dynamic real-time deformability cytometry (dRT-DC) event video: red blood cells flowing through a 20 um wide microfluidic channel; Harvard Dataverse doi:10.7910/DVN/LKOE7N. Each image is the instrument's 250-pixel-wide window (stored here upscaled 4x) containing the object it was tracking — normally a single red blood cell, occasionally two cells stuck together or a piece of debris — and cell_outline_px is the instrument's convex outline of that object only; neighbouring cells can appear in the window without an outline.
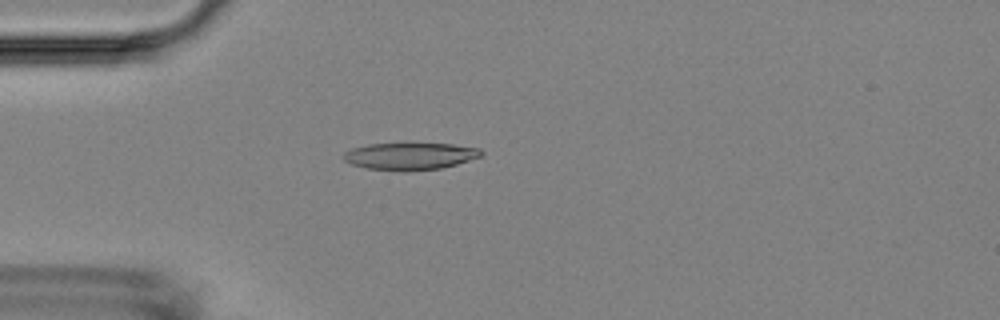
{"species": "Egyptian fruit bat (a non-hibernating species)", "species_latin": "Rousettus aegyptiacus", "temperature_condition": "room temperature", "stored_images_in_passage": 5, "camera_frame_rate_fps": 3000, "um_per_image_px": 0.085, "animal": {"sex": "female"}, "frame": {"image": 1, "passage_image": 4, "time_ms": 3.667, "image_size_px": [1000, 320], "cell_outline_px": [[484, 152], [480, 156], [456, 164], [440, 168], [368, 168], [352, 164], [344, 160], [344, 152], [352, 148], [368, 144], [452, 144], [480, 148]], "centroid_in_image_um": [34.87, 13.22], "position_along_channel_um": 50.1, "area_um2": 20.52}}